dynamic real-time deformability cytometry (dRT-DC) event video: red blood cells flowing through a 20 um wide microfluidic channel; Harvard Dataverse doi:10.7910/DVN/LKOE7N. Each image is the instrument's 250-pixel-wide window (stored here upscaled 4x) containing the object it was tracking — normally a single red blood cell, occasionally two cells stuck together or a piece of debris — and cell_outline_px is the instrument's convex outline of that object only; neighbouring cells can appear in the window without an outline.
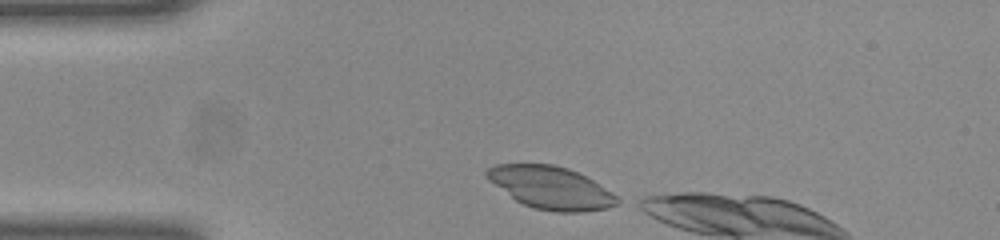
{"species": "common noctule bat (a hibernating species)", "species_latin": "Nyctalus noctula", "temperature_condition": "room temperature", "stored_images_in_passage": 18, "camera_frame_rate_fps": 3000, "um_per_image_px": 0.085, "animal": {"sex": "female", "body_mass_g": 23.0, "forearm_length_mm": 53.4}, "frame": {"image": 1, "passage_image": 1, "time_ms": 0.0, "image_size_px": [1000, 240], "cell_outline_px": [[624, 200], [620, 204], [608, 208], [580, 212], [556, 212], [536, 208], [524, 204], [516, 200], [488, 180], [484, 176], [484, 172], [488, 168], [496, 164], [552, 164], [568, 168], [592, 180], [612, 192]], "centroid_in_image_um": [46.85, 15.96], "position_along_channel_um": 38.2, "area_um2": 32.31}}